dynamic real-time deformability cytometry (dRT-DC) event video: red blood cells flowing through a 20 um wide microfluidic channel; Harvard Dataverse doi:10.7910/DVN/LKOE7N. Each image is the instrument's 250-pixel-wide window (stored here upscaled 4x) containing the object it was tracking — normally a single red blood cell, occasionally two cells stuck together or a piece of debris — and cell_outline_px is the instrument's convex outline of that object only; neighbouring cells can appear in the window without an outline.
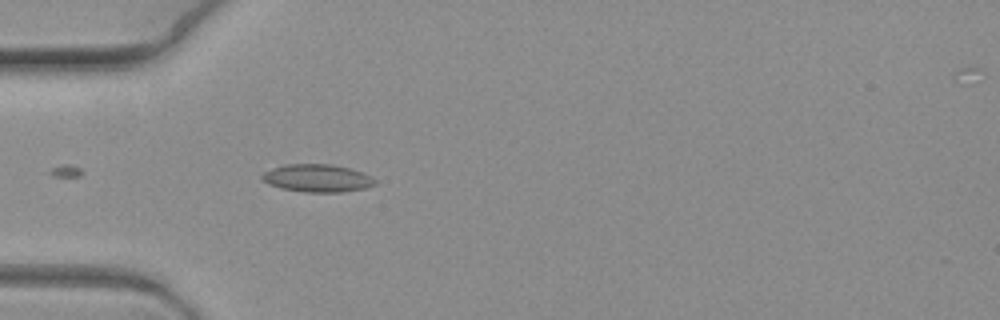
{"species": "common noctule bat (a hibernating species)", "species_latin": "Nyctalus noctula", "temperature_condition": "warm", "stored_images_in_passage": 6, "camera_frame_rate_fps": 3000, "um_per_image_px": 0.085, "animal": {"sex": "female", "body_mass_g": 19.3, "forearm_length_mm": 54.1}, "frame": {"image": 1, "passage_image": 5, "time_ms": 1.333, "image_size_px": [1000, 320], "cell_outline_px": [[376, 184], [364, 188], [340, 192], [304, 192], [280, 188], [268, 184], [260, 176], [264, 172], [284, 164], [328, 164], [348, 168], [360, 172], [376, 180]], "centroid_in_image_um": [26.93, 15.15], "position_along_channel_um": 58.1, "area_um2": 17.98}}